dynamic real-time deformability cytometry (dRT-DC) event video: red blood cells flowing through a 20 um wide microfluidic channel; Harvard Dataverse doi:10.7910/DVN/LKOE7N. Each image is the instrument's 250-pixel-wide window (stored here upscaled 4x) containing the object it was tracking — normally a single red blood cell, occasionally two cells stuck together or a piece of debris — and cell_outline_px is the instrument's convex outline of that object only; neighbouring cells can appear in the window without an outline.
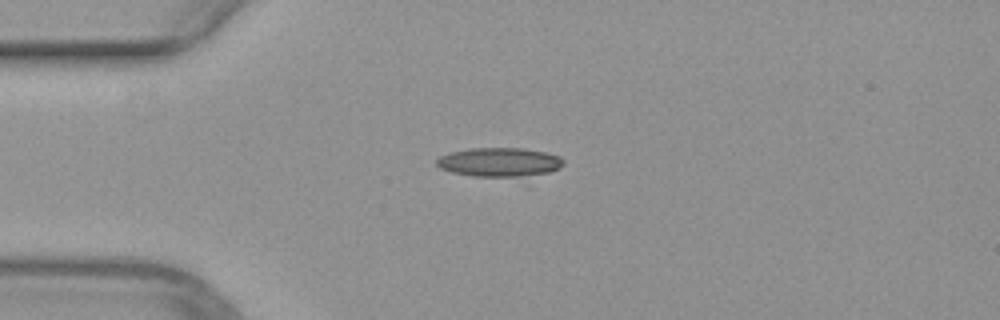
{"species": "common noctule bat (a hibernating species)", "species_latin": "Nyctalus noctula", "temperature_condition": "warm", "stored_images_in_passage": 24, "camera_frame_rate_fps": 3000, "um_per_image_px": 0.085, "animal": {"sex": "female", "body_mass_g": 29.2, "forearm_length_mm": 56.3}, "frame": {"image": 1, "passage_image": 8, "time_ms": 2.333, "image_size_px": [1000, 320], "cell_outline_px": [[564, 164], [560, 168], [548, 172], [520, 176], [472, 176], [452, 172], [440, 168], [436, 164], [436, 160], [440, 156], [448, 152], [468, 148], [524, 148], [544, 152], [560, 156], [564, 160]], "centroid_in_image_um": [42.43, 13.76], "position_along_channel_um": 42.6, "area_um2": 21.39}}
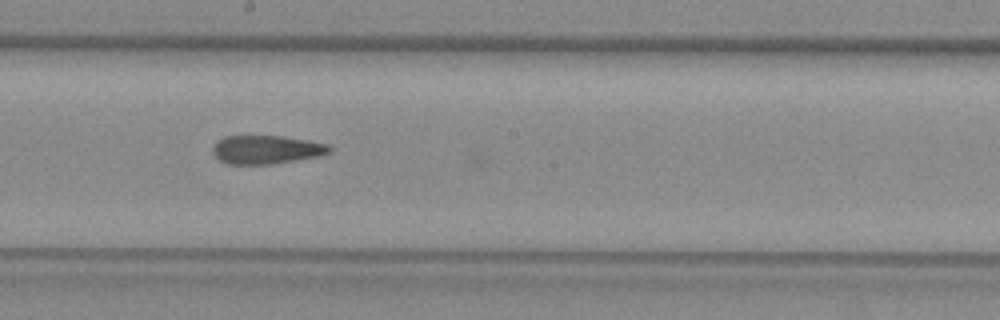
{"frame": {"image": 2, "passage_image": 23, "time_ms": 7.333, "image_size_px": [1000, 320], "cell_outline_px": [[332, 152], [320, 156], [272, 164], [228, 164], [220, 160], [212, 152], [212, 148], [216, 140], [224, 136], [280, 136], [328, 144], [332, 148]], "centroid_in_image_um": [22.63, 12.72], "position_along_channel_um": 225.6, "area_um2": 19.42}}